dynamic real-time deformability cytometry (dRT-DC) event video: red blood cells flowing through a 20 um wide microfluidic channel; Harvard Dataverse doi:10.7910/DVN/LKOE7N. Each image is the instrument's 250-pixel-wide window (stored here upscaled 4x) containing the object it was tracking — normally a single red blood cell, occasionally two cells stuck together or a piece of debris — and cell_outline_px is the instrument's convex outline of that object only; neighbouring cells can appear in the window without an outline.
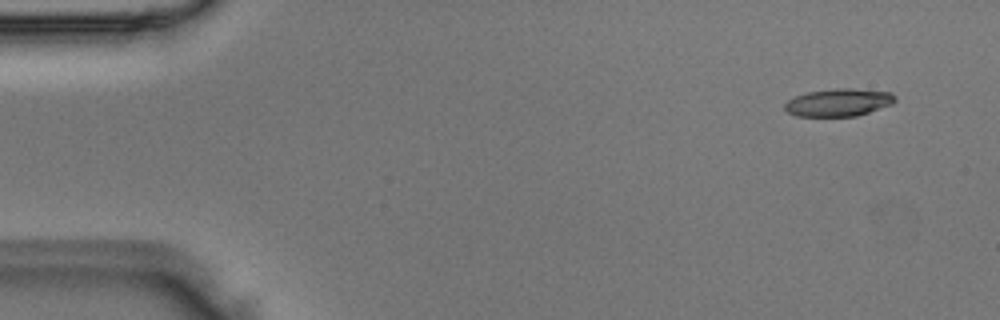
{"species": "Egyptian fruit bat (a non-hibernating species)", "species_latin": "Rousettus aegyptiacus", "temperature_condition": "room temperature", "stored_images_in_passage": 3, "camera_frame_rate_fps": 3000, "um_per_image_px": 0.085, "animal": {"sex": "male"}, "frame": {"image": 1, "passage_image": 1, "time_ms": 0.0, "image_size_px": [1000, 320], "cell_outline_px": [[896, 100], [892, 104], [856, 116], [796, 116], [788, 112], [784, 108], [784, 104], [788, 100], [796, 96], [808, 92], [836, 88], [852, 88], [892, 92], [896, 96]], "centroid_in_image_um": [71.3, 8.7], "position_along_channel_um": 13.7, "area_um2": 17.74}}